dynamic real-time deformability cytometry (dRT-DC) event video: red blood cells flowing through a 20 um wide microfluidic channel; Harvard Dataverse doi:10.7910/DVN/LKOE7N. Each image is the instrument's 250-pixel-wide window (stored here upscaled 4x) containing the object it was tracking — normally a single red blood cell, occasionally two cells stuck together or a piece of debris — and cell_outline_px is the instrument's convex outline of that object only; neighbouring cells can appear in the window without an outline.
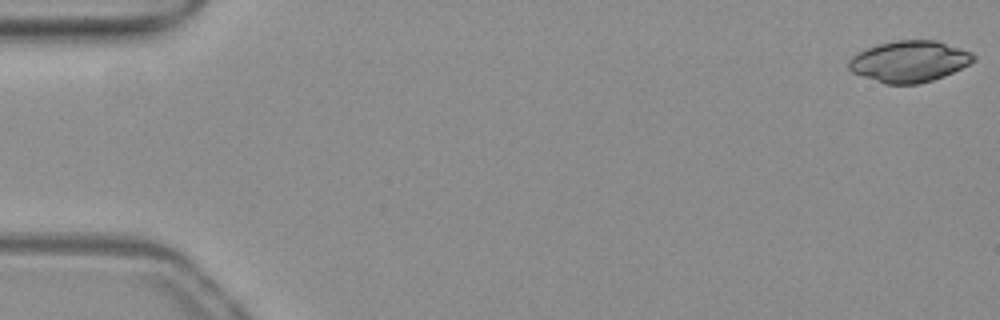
{"species": "common noctule bat (a hibernating species)", "species_latin": "Nyctalus noctula", "temperature_condition": "warm", "stored_images_in_passage": 52, "camera_frame_rate_fps": 3000, "um_per_image_px": 0.085, "animal": {"sex": "female", "body_mass_g": 19.3, "forearm_length_mm": 54.1}, "frame": {"image": 1, "passage_image": 1, "time_ms": 0.0, "image_size_px": [1000, 320], "cell_outline_px": [[976, 60], [944, 76], [932, 80], [916, 84], [884, 84], [852, 72], [848, 68], [848, 60], [856, 52], [876, 44], [896, 40], [936, 40], [972, 52], [976, 56]], "centroid_in_image_um": [77.26, 5.21], "position_along_channel_um": 7.7, "area_um2": 30.11}}
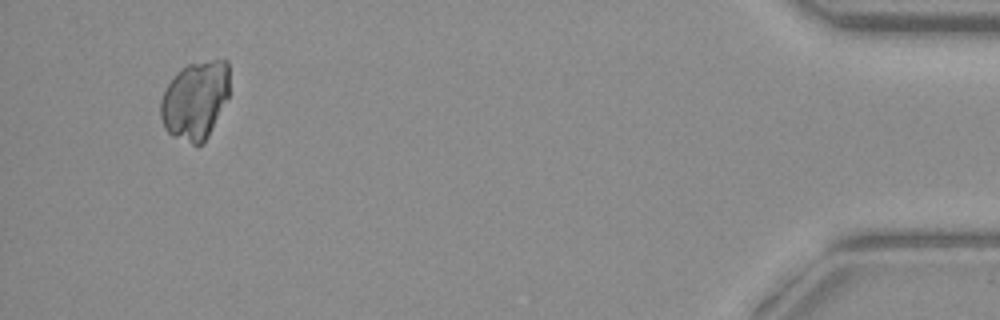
{"frame": {"image": 2, "passage_image": 50, "time_ms": 16.333, "image_size_px": [1000, 320], "cell_outline_px": [[228, 96], [208, 136], [200, 144], [192, 144], [172, 136], [164, 128], [160, 116], [160, 100], [168, 84], [176, 72], [180, 68], [188, 64], [212, 60], [228, 60]], "centroid_in_image_um": [16.56, 8.51], "position_along_channel_um": 418.6, "area_um2": 31.21}}